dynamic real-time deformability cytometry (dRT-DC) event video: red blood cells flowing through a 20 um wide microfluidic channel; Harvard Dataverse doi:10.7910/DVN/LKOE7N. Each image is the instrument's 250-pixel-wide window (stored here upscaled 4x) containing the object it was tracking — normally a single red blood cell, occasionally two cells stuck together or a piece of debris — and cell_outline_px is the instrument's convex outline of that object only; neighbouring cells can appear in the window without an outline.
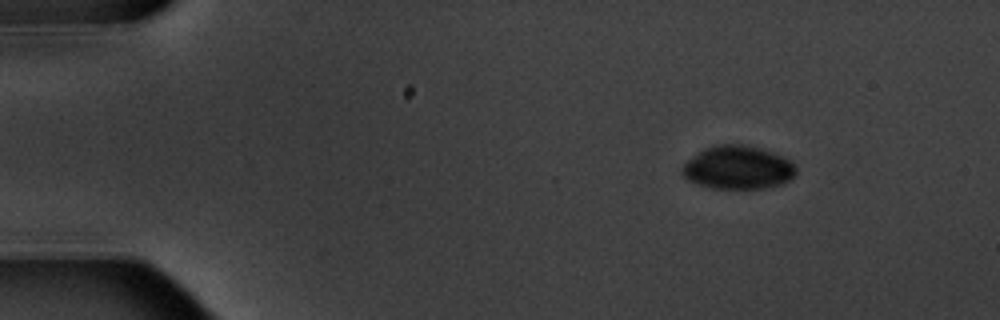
{"species": "common noctule bat (a hibernating species)", "species_latin": "Nyctalus noctula", "temperature_condition": "warm", "stored_images_in_passage": 5, "camera_frame_rate_fps": 3000, "um_per_image_px": 0.085, "animal": {"sex": "male", "body_mass_g": 20.1, "forearm_length_mm": 53.5}, "frame": {"image": 1, "passage_image": 2, "time_ms": 1.333, "image_size_px": [1000, 320], "cell_outline_px": [[796, 176], [780, 184], [764, 188], [708, 188], [688, 180], [680, 172], [684, 164], [692, 156], [704, 148], [720, 144], [744, 144], [760, 148], [772, 152], [796, 164]], "centroid_in_image_um": [62.71, 14.24], "position_along_channel_um": 22.3, "area_um2": 28.73}}